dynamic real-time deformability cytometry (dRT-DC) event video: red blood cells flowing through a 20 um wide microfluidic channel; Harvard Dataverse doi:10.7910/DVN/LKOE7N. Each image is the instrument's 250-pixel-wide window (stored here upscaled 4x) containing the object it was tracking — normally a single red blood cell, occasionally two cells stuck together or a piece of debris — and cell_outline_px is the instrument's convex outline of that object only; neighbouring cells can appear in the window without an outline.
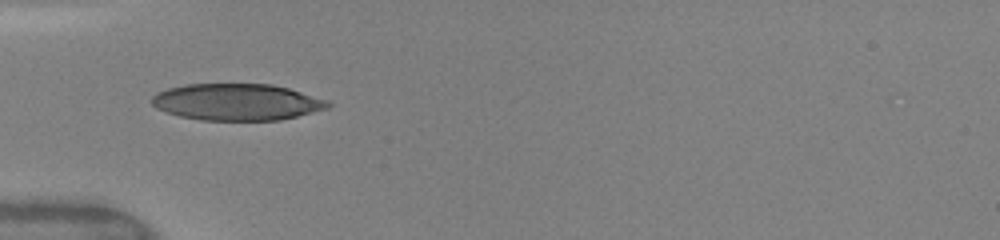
{"species": "human", "species_latin": "Homo sapiens", "temperature_condition": "warm", "stored_images_in_passage": 13, "camera_frame_rate_fps": 3000, "um_per_image_px": 0.085, "donor": {"sex": "female"}, "frame": {"image": 1, "passage_image": 3, "time_ms": 0.667, "image_size_px": [1000, 240], "cell_outline_px": [[332, 104], [328, 108], [280, 120], [200, 120], [180, 116], [156, 108], [152, 104], [152, 96], [156, 92], [168, 88], [184, 84], [272, 84], [288, 88], [328, 100]], "centroid_in_image_um": [20.12, 8.67], "position_along_channel_um": 64.9, "area_um2": 37.57}}